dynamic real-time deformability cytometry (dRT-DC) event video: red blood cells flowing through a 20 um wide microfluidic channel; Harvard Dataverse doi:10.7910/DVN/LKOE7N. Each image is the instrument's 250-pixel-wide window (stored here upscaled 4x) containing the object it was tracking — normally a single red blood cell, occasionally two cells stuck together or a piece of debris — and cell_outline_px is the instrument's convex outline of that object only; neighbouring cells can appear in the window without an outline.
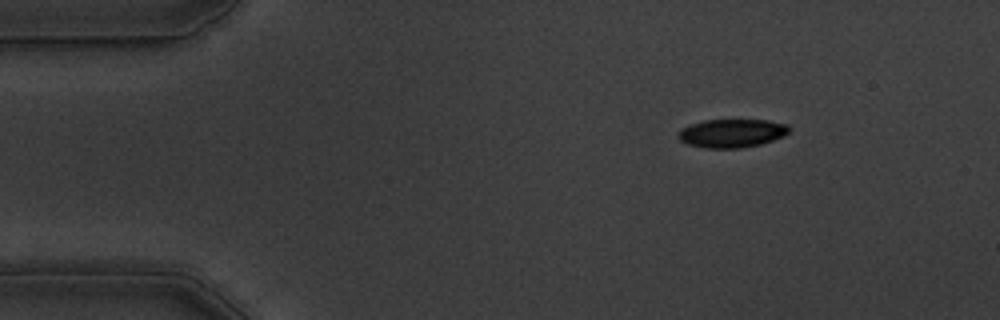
{"species": "common noctule bat (a hibernating species)", "species_latin": "Nyctalus noctula", "temperature_condition": "warm", "stored_images_in_passage": 49, "camera_frame_rate_fps": 3000, "um_per_image_px": 0.085, "animal": {"sex": "male", "body_mass_g": 19.5, "forearm_length_mm": 54.6}, "frame": {"image": 1, "passage_image": 1, "time_ms": 0.0, "image_size_px": [1000, 320], "cell_outline_px": [[792, 128], [784, 136], [760, 144], [740, 148], [704, 148], [688, 144], [680, 140], [676, 136], [684, 128], [692, 124], [704, 120], [768, 120], [788, 124]], "centroid_in_image_um": [62.25, 11.32], "position_along_channel_um": 22.8, "area_um2": 18.32}}
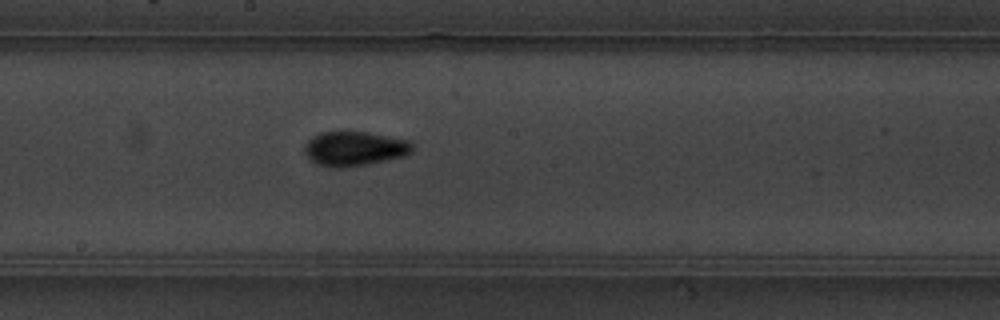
{"frame": {"image": 2, "passage_image": 23, "time_ms": 7.333, "image_size_px": [1000, 320], "cell_outline_px": [[412, 152], [404, 156], [368, 164], [344, 168], [340, 168], [316, 164], [304, 152], [304, 144], [312, 136], [320, 132], [368, 132], [408, 140], [412, 144]], "centroid_in_image_um": [30.11, 12.63], "position_along_channel_um": 218.1, "area_um2": 21.62}}
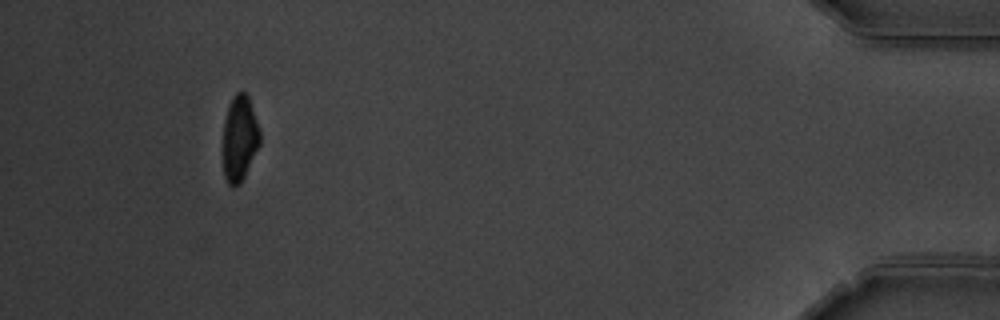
{"frame": {"image": 3, "passage_image": 45, "time_ms": 14.667, "image_size_px": [1000, 320], "cell_outline_px": [[260, 144], [240, 184], [228, 184], [224, 176], [224, 120], [228, 104], [232, 96], [236, 92], [244, 92], [248, 96], [260, 128]], "centroid_in_image_um": [20.37, 11.7], "position_along_channel_um": 414.8, "area_um2": 18.26}, "authors_computed_cell_mechanics": {"area_um2": 19.8254, "velocity_mm_per_s": 3.623, "shape_relaxation_time_tau1_ms": 5.8169, "shape_relaxation_time_tau2_ms": 1.7232, "deformation_change_tau1": 0.1829, "deformation_change_tau2": 0.0725}}